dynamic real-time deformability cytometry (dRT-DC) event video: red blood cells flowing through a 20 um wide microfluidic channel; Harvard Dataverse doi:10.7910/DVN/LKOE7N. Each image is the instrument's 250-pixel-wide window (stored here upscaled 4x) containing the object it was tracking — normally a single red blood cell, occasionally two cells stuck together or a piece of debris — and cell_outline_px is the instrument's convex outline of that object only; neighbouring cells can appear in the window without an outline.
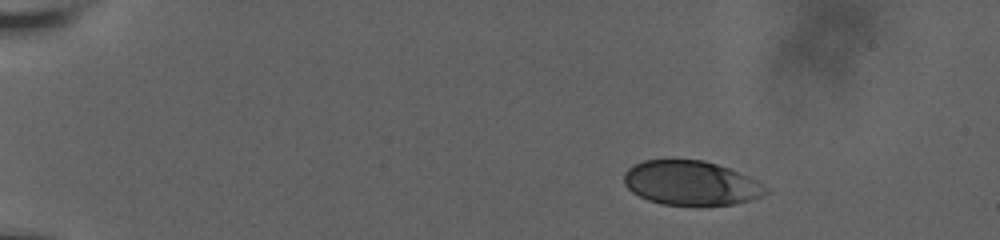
{"species": "human", "species_latin": "Homo sapiens", "temperature_condition": "room temperature", "stored_images_in_passage": 18, "camera_frame_rate_fps": 3000, "um_per_image_px": 0.085, "donor": {"sex": "male"}, "frame": {"image": 1, "passage_image": 1, "time_ms": 0.0, "image_size_px": [1000, 240], "cell_outline_px": [[768, 192], [752, 200], [732, 204], [660, 204], [648, 200], [632, 192], [624, 184], [624, 172], [628, 168], [644, 160], [704, 160], [728, 168], [748, 176], [756, 180], [768, 188]], "centroid_in_image_um": [58.72, 15.55], "position_along_channel_um": 26.3, "area_um2": 36.24}}